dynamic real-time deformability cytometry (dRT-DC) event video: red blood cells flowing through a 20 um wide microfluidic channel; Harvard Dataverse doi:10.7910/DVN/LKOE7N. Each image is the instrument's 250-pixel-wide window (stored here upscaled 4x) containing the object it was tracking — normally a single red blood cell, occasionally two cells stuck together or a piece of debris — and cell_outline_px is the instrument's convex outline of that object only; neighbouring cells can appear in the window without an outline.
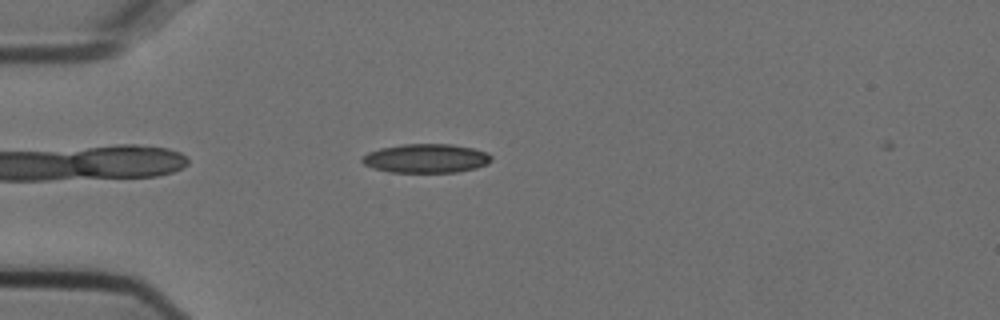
{"species": "Egyptian fruit bat (a non-hibernating species)", "species_latin": "Rousettus aegyptiacus", "temperature_condition": "cold", "stored_images_in_passage": 44, "camera_frame_rate_fps": 3000, "um_per_image_px": 0.085, "animal": {"sex": "female"}, "frame": {"image": 1, "passage_image": 5, "time_ms": 1.333, "image_size_px": [1000, 320], "cell_outline_px": [[492, 160], [488, 164], [476, 168], [456, 172], [388, 172], [372, 168], [364, 164], [360, 160], [360, 156], [368, 152], [380, 148], [404, 144], [452, 144], [472, 148], [488, 152], [492, 156]], "centroid_in_image_um": [36.2, 13.46], "position_along_channel_um": 48.8, "area_um2": 22.02}}
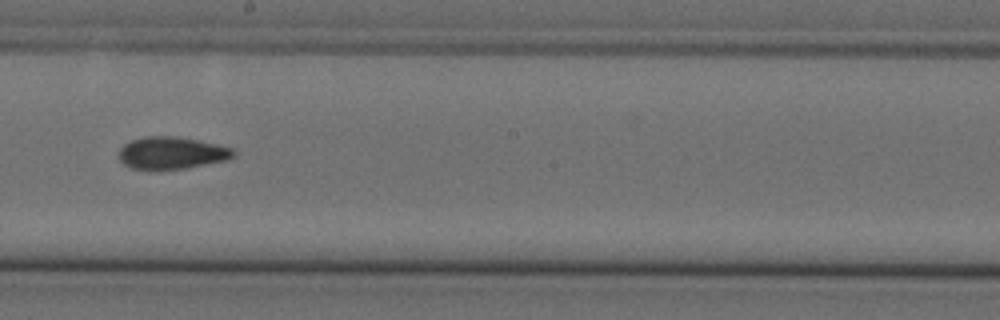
{"frame": {"image": 2, "passage_image": 21, "time_ms": 6.667, "image_size_px": [1000, 320], "cell_outline_px": [[236, 156], [228, 160], [184, 168], [148, 172], [132, 168], [124, 164], [120, 160], [120, 148], [124, 144], [132, 140], [144, 136], [172, 136], [196, 140], [216, 144], [232, 148], [236, 152]], "centroid_in_image_um": [14.58, 13.03], "position_along_channel_um": 233.6, "area_um2": 21.85}}
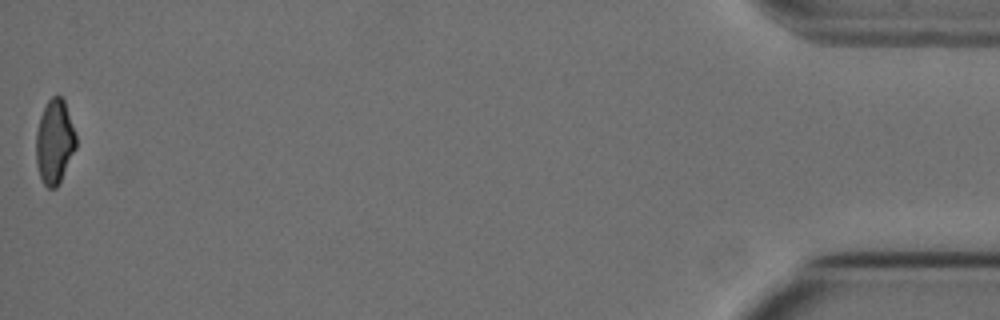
{"frame": {"image": 3, "passage_image": 44, "time_ms": 14.333, "image_size_px": [1000, 320], "cell_outline_px": [[76, 148], [56, 188], [48, 188], [44, 184], [40, 176], [36, 164], [36, 132], [40, 116], [48, 100], [52, 96], [60, 96], [64, 100], [76, 136]], "centroid_in_image_um": [4.62, 12.04], "position_along_channel_um": 430.6, "area_um2": 19.36}, "authors_computed_cell_mechanics": {"area_um2": 21.2993, "velocity_mm_per_s": 3.7629, "shape_relaxation_time_tau1_ms": null, "shape_relaxation_time_tau2_ms": 3.3089, "deformation_change_tau1": null, "deformation_change_tau2": 0.0959}}